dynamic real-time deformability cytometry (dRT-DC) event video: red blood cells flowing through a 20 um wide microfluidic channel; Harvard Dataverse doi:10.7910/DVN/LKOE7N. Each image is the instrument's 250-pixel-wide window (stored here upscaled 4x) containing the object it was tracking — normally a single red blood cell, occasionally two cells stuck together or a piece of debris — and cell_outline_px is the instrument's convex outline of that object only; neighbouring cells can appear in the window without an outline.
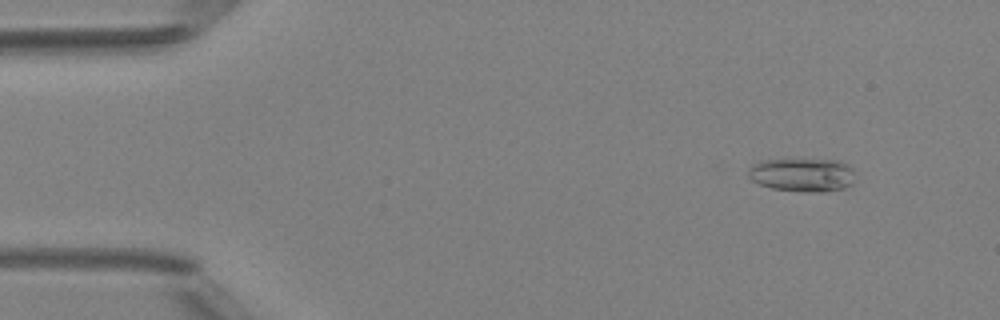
{"species": "Egyptian fruit bat (a non-hibernating species)", "species_latin": "Rousettus aegyptiacus", "temperature_condition": "room temperature", "stored_images_in_passage": 5, "camera_frame_rate_fps": 3000, "um_per_image_px": 0.085, "animal": {"sex": "female"}, "frame": {"image": 1, "passage_image": 2, "time_ms": 1.0, "image_size_px": [1000, 320], "cell_outline_px": [[852, 184], [844, 188], [824, 192], [804, 192], [772, 188], [760, 184], [752, 180], [748, 176], [748, 168], [752, 164], [764, 160], [840, 160], [848, 164], [852, 168]], "centroid_in_image_um": [68.19, 14.86], "position_along_channel_um": 16.8, "area_um2": 20.81}}